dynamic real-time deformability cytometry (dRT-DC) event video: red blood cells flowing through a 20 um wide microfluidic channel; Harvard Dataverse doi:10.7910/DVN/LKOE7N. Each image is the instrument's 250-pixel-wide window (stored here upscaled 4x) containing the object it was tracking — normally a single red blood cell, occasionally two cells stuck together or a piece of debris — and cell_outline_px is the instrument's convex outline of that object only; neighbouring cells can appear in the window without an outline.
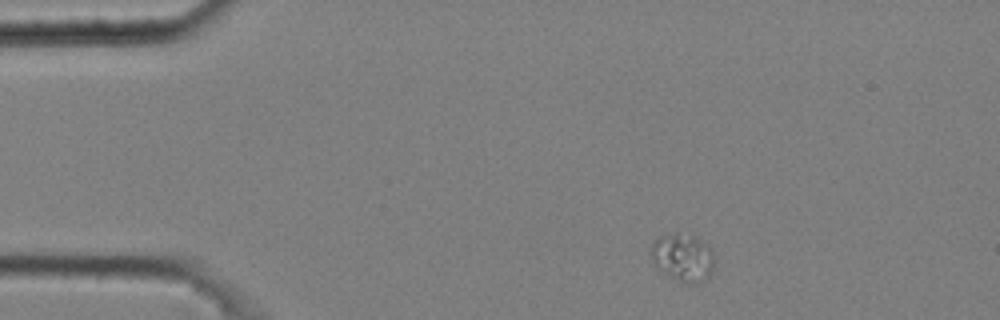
{"species": "common noctule bat (a hibernating species)", "species_latin": "Nyctalus noctula", "temperature_condition": "cold", "stored_images_in_passage": 3, "camera_frame_rate_fps": 3000, "um_per_image_px": 0.085, "animal": {"sex": "male", "body_mass_g": 20.4}, "frame": {"image": 1, "passage_image": 1, "time_ms": 0.0, "image_size_px": [1000, 320], "cell_outline_px": [[712, 272], [704, 280], [692, 284], [688, 284], [672, 276], [660, 268], [652, 260], [652, 240], [660, 236], [676, 232], [692, 236], [708, 244], [712, 252]], "centroid_in_image_um": [58.05, 21.85], "position_along_channel_um": 27.0, "area_um2": 17.05}}